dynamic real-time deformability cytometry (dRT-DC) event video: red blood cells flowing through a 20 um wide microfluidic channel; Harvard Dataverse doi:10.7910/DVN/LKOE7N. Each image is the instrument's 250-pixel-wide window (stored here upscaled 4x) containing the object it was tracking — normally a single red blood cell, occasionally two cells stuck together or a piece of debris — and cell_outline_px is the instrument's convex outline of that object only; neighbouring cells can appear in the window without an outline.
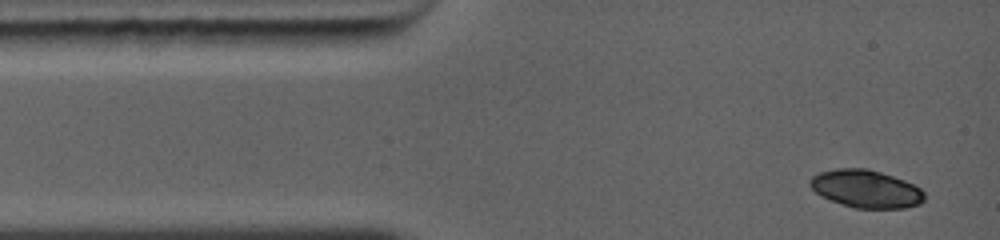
{"species": "common noctule bat (a hibernating species)", "species_latin": "Nyctalus noctula", "temperature_condition": "warm", "stored_images_in_passage": 3, "camera_frame_rate_fps": 5000, "um_per_image_px": 0.085, "animal": {"sex": "female", "body_mass_g": 19.0, "forearm_length_mm": 56.7}, "frame": {"image": 1, "passage_image": 1, "time_ms": 0.0, "image_size_px": [1000, 240], "cell_outline_px": [[924, 200], [920, 204], [904, 208], [856, 208], [832, 200], [816, 192], [808, 184], [812, 176], [820, 172], [836, 168], [868, 168], [904, 180], [920, 188], [924, 192]], "centroid_in_image_um": [73.62, 16.04], "position_along_channel_um": 11.4, "area_um2": 24.91}}
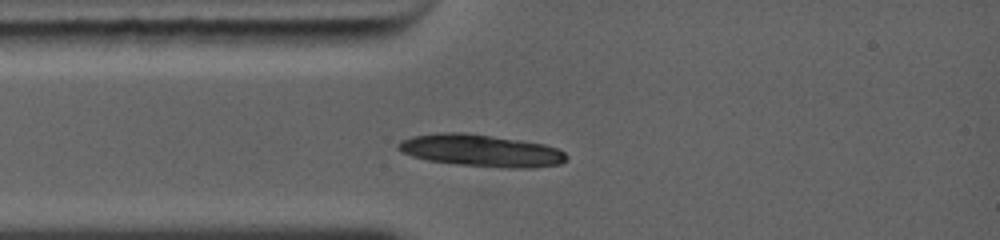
{"frame": {"image": 2, "passage_image": 3, "time_ms": 2.0, "image_size_px": [1000, 240], "cell_outline_px": [[568, 156], [560, 164], [536, 168], [508, 168], [460, 164], [428, 160], [412, 156], [396, 148], [396, 144], [412, 136], [448, 132], [456, 132], [520, 140], [544, 144], [560, 148]], "centroid_in_image_um": [40.94, 12.81], "position_along_channel_um": 44.1, "area_um2": 31.04}}